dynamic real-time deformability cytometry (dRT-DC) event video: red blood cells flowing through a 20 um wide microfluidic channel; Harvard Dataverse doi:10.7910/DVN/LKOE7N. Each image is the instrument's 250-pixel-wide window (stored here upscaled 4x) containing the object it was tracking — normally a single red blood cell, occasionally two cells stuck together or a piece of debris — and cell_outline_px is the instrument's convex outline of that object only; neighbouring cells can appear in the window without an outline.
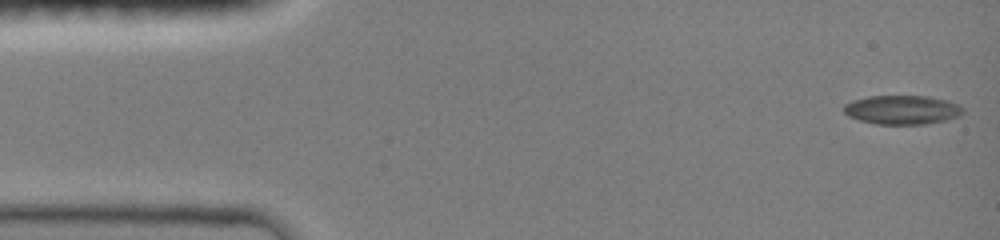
{"species": "common noctule bat (a hibernating species)", "species_latin": "Nyctalus noctula", "temperature_condition": "room temperature", "stored_images_in_passage": 47, "camera_frame_rate_fps": 3000, "um_per_image_px": 0.085, "animal": {"sex": "female", "body_mass_g": 19.0, "forearm_length_mm": 51.5}, "frame": {"image": 1, "passage_image": 1, "time_ms": 0.0, "image_size_px": [1000, 240], "cell_outline_px": [[964, 112], [960, 116], [944, 120], [924, 124], [876, 124], [860, 120], [848, 116], [844, 112], [844, 104], [852, 100], [868, 96], [928, 96], [948, 100], [960, 104], [964, 108]], "centroid_in_image_um": [76.71, 9.32], "position_along_channel_um": 8.3, "area_um2": 20.29}}
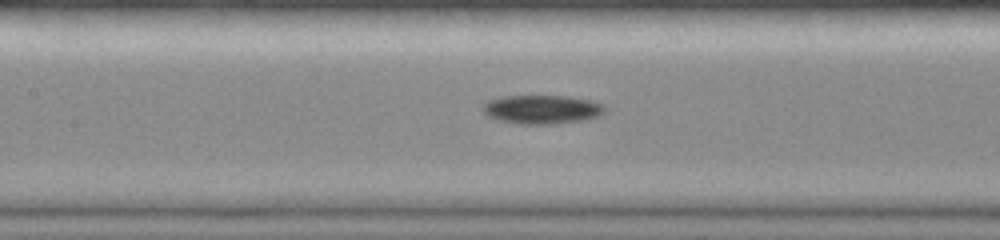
{"frame": {"image": 2, "passage_image": 21, "time_ms": 6.667, "image_size_px": [1000, 240], "cell_outline_px": [[604, 112], [600, 116], [584, 120], [552, 124], [520, 124], [500, 120], [488, 116], [480, 108], [488, 100], [504, 96], [568, 96], [592, 100], [604, 104]], "centroid_in_image_um": [46.08, 9.3], "position_along_channel_um": 161.3, "area_um2": 20.58}}
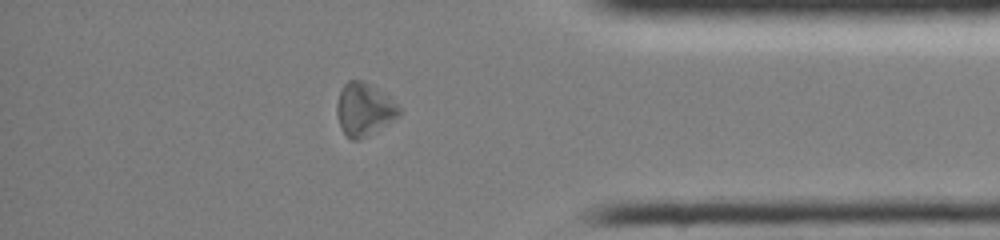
{"frame": {"image": 3, "passage_image": 40, "time_ms": 13.0, "image_size_px": [1000, 240], "cell_outline_px": [[400, 116], [360, 140], [352, 140], [340, 128], [336, 112], [336, 104], [340, 92], [344, 84], [348, 80], [360, 80], [384, 92], [400, 108]], "centroid_in_image_um": [30.93, 9.3], "position_along_channel_um": 404.3, "area_um2": 19.02}, "authors_computed_cell_mechanics": {"area_um2": 19.7098, "velocity_mm_per_s": 4.0229, "shape_relaxation_time_tau1_ms": 0.9687, "shape_relaxation_time_tau2_ms": null, "deformation_change_tau1": 0.0749, "deformation_change_tau2": null}}